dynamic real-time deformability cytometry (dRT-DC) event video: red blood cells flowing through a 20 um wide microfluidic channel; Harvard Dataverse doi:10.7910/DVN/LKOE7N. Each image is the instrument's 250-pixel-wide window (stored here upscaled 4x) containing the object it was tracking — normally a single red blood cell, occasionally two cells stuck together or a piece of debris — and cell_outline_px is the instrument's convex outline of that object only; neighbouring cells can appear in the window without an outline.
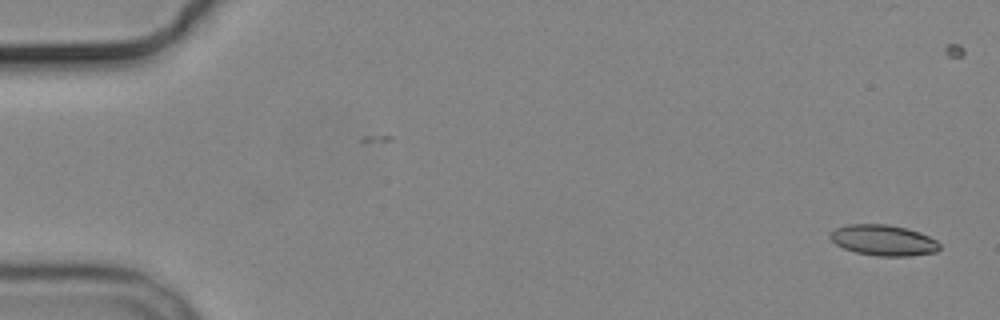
{"species": "common noctule bat (a hibernating species)", "species_latin": "Nyctalus noctula", "temperature_condition": "cold", "stored_images_in_passage": 2, "camera_frame_rate_fps": 3000, "um_per_image_px": 0.085, "animal": {"sex": "male", "body_mass_g": 19.2, "forearm_length_mm": 51.8}, "frame": {"image": 1, "passage_image": 2, "time_ms": 1.333, "image_size_px": [1000, 320], "cell_outline_px": [[940, 248], [936, 252], [908, 256], [876, 256], [856, 252], [844, 248], [836, 244], [828, 236], [836, 228], [848, 224], [888, 224], [904, 228], [928, 236], [936, 240], [940, 244]], "centroid_in_image_um": [75.08, 20.42], "position_along_channel_um": 9.9, "area_um2": 19.42}}